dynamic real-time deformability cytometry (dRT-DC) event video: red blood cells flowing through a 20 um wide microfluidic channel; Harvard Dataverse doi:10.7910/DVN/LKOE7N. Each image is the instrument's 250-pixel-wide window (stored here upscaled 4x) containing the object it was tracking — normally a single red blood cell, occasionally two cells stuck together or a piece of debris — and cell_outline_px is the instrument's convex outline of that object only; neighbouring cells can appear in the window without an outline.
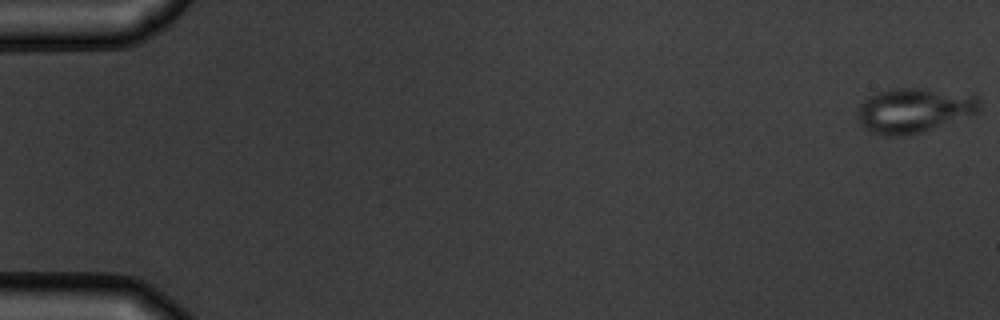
{"species": "common noctule bat (a hibernating species)", "species_latin": "Nyctalus noctula", "temperature_condition": "warm", "stored_images_in_passage": 6, "camera_frame_rate_fps": 3000, "um_per_image_px": 0.085, "animal": {"sex": "male", "body_mass_g": 19.5, "forearm_length_mm": 54.6}, "frame": {"image": 1, "passage_image": 1, "time_ms": 0.0, "image_size_px": [1000, 320], "cell_outline_px": [[980, 108], [976, 112], [920, 132], [904, 136], [888, 136], [868, 132], [860, 124], [856, 116], [860, 104], [868, 96], [888, 88], [920, 88], [976, 96], [980, 100]], "centroid_in_image_um": [77.58, 9.38], "position_along_channel_um": 7.4, "area_um2": 31.33}}